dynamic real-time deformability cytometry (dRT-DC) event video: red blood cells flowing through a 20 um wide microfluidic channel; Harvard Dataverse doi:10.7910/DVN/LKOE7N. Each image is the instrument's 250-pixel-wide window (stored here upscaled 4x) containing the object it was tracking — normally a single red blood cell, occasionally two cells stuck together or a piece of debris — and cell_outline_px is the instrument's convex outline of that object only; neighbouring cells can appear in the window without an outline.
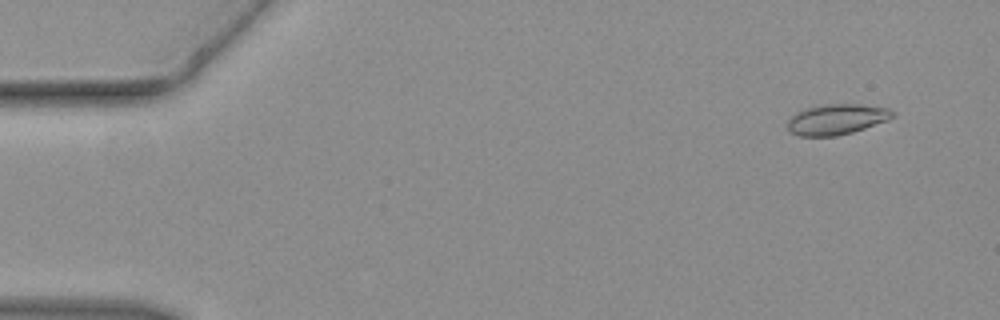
{"species": "common noctule bat (a hibernating species)", "species_latin": "Nyctalus noctula", "temperature_condition": "warm", "stored_images_in_passage": 47, "camera_frame_rate_fps": 3000, "um_per_image_px": 0.085, "animal": {"sex": "female", "body_mass_g": 19.3, "forearm_length_mm": 54.1}, "frame": {"image": 1, "passage_image": 4, "time_ms": 1.0, "image_size_px": [1000, 320], "cell_outline_px": [[896, 116], [888, 120], [852, 132], [836, 136], [800, 136], [792, 132], [788, 128], [788, 120], [796, 112], [804, 108], [820, 104], [860, 104], [888, 108], [896, 112]], "centroid_in_image_um": [71.14, 10.13], "position_along_channel_um": 13.9, "area_um2": 18.79}}
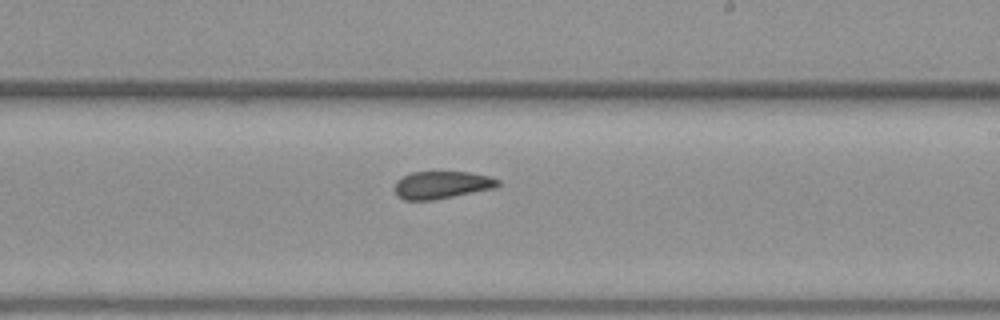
{"frame": {"image": 2, "passage_image": 28, "time_ms": 9.0, "image_size_px": [1000, 320], "cell_outline_px": [[500, 184], [496, 188], [432, 200], [404, 200], [396, 196], [396, 180], [412, 172], [468, 172], [488, 176], [500, 180]], "centroid_in_image_um": [37.56, 15.72], "position_along_channel_um": 251.4, "area_um2": 16.47}}
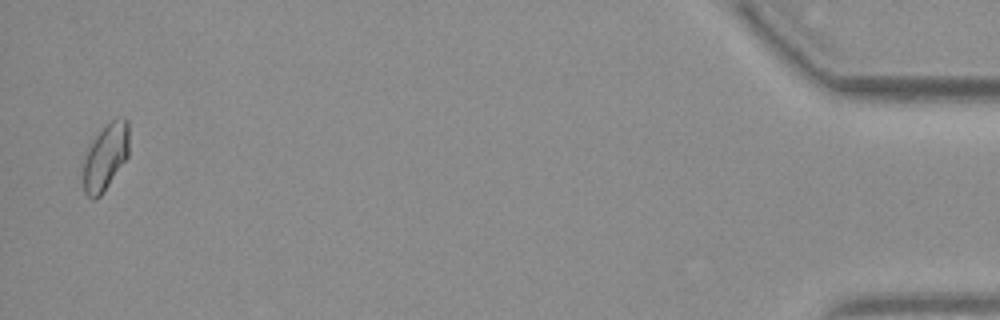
{"frame": {"image": 3, "passage_image": 46, "time_ms": 15.0, "image_size_px": [1000, 320], "cell_outline_px": [[128, 156], [104, 192], [96, 200], [92, 200], [84, 192], [84, 156], [92, 140], [104, 124], [112, 120], [124, 116], [128, 120]], "centroid_in_image_um": [8.97, 13.32], "position_along_channel_um": 426.2, "area_um2": 17.92}}